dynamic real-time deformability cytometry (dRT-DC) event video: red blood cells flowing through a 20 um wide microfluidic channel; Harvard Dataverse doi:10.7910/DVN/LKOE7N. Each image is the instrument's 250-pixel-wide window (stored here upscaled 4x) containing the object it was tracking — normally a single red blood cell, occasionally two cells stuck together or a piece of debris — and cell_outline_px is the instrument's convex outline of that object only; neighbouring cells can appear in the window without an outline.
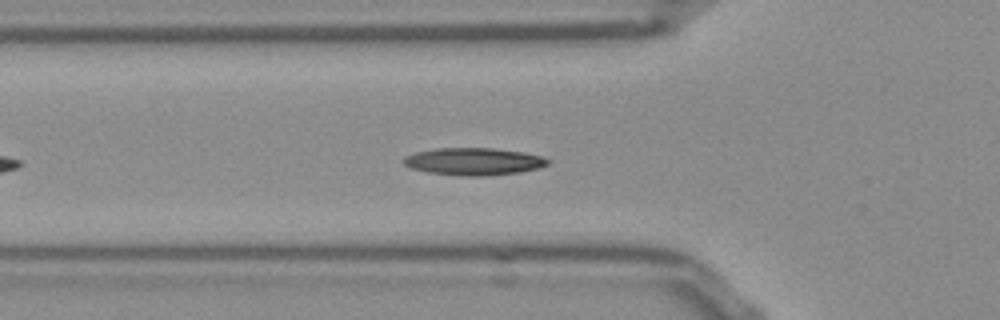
{"species": "Egyptian fruit bat (a non-hibernating species)", "species_latin": "Rousettus aegyptiacus", "temperature_condition": "room temperature", "stored_images_in_passage": 44, "camera_frame_rate_fps": 3000, "um_per_image_px": 0.085, "frame": {"image": 1, "passage_image": 8, "time_ms": 2.333, "image_size_px": [1000, 320], "cell_outline_px": [[552, 160], [548, 164], [540, 168], [520, 172], [484, 176], [464, 176], [428, 172], [412, 168], [404, 164], [404, 156], [416, 152], [436, 148], [492, 148], [524, 152], [540, 156]], "centroid_in_image_um": [40.3, 13.72], "position_along_channel_um": 85.5, "area_um2": 22.95}}
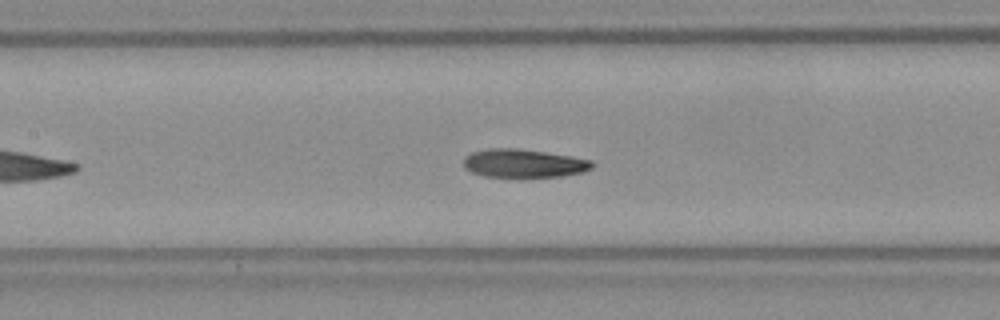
{"frame": {"image": 2, "passage_image": 14, "time_ms": 4.333, "image_size_px": [1000, 320], "cell_outline_px": [[596, 164], [592, 168], [584, 172], [560, 176], [484, 176], [472, 172], [464, 168], [464, 160], [472, 152], [492, 148], [512, 148], [544, 152], [572, 156], [592, 160]], "centroid_in_image_um": [44.57, 13.88], "position_along_channel_um": 162.8, "area_um2": 20.92}}
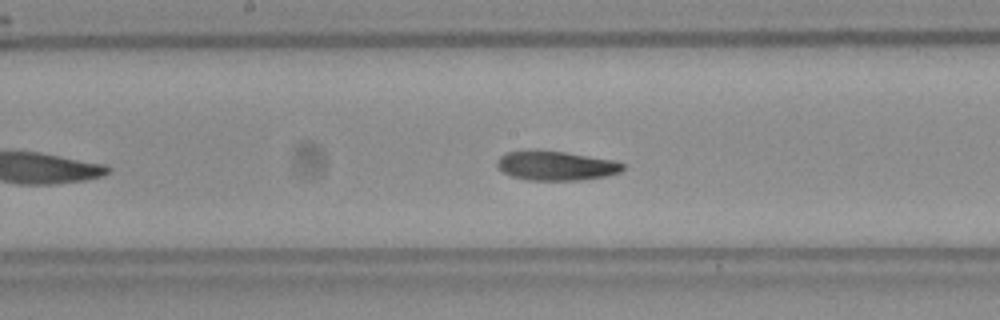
{"frame": {"image": 3, "passage_image": 17, "time_ms": 5.333, "image_size_px": [1000, 320], "cell_outline_px": [[624, 168], [620, 172], [604, 176], [580, 180], [528, 180], [512, 176], [504, 172], [496, 164], [496, 160], [500, 156], [508, 152], [536, 148], [564, 152], [612, 160], [624, 164]], "centroid_in_image_um": [47.21, 14.06], "position_along_channel_um": 201.0, "area_um2": 21.56}, "authors_computed_cell_mechanics": {"area_um2": 21.5305, "velocity_mm_per_s": 3.8267, "shape_relaxation_time_tau1_ms": 8.821, "shape_relaxation_time_tau2_ms": 4.606, "deformation_change_tau1": 0.1797, "deformation_change_tau2": 0.1105}}